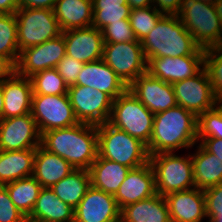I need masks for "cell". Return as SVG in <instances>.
<instances>
[{
	"instance_id": "7c38bea8",
	"label": "cell",
	"mask_w": 222,
	"mask_h": 222,
	"mask_svg": "<svg viewBox=\"0 0 222 222\" xmlns=\"http://www.w3.org/2000/svg\"><path fill=\"white\" fill-rule=\"evenodd\" d=\"M177 105L196 117L214 108L220 100L211 89V82L204 67L193 77L172 84Z\"/></svg>"
},
{
	"instance_id": "4fadbf2b",
	"label": "cell",
	"mask_w": 222,
	"mask_h": 222,
	"mask_svg": "<svg viewBox=\"0 0 222 222\" xmlns=\"http://www.w3.org/2000/svg\"><path fill=\"white\" fill-rule=\"evenodd\" d=\"M65 55V40L63 34H61L40 45L22 50L16 64V73L29 78L37 72L56 68Z\"/></svg>"
},
{
	"instance_id": "484cf974",
	"label": "cell",
	"mask_w": 222,
	"mask_h": 222,
	"mask_svg": "<svg viewBox=\"0 0 222 222\" xmlns=\"http://www.w3.org/2000/svg\"><path fill=\"white\" fill-rule=\"evenodd\" d=\"M53 11L62 32L92 26V0H57Z\"/></svg>"
},
{
	"instance_id": "bcb514c9",
	"label": "cell",
	"mask_w": 222,
	"mask_h": 222,
	"mask_svg": "<svg viewBox=\"0 0 222 222\" xmlns=\"http://www.w3.org/2000/svg\"><path fill=\"white\" fill-rule=\"evenodd\" d=\"M19 8L18 0H0V14H15Z\"/></svg>"
},
{
	"instance_id": "f907efd6",
	"label": "cell",
	"mask_w": 222,
	"mask_h": 222,
	"mask_svg": "<svg viewBox=\"0 0 222 222\" xmlns=\"http://www.w3.org/2000/svg\"><path fill=\"white\" fill-rule=\"evenodd\" d=\"M215 9H216V12L218 14V16L220 17V21L222 23V0H218L215 4Z\"/></svg>"
},
{
	"instance_id": "681fc988",
	"label": "cell",
	"mask_w": 222,
	"mask_h": 222,
	"mask_svg": "<svg viewBox=\"0 0 222 222\" xmlns=\"http://www.w3.org/2000/svg\"><path fill=\"white\" fill-rule=\"evenodd\" d=\"M4 98L2 91V82H0V121L3 119Z\"/></svg>"
},
{
	"instance_id": "3957f363",
	"label": "cell",
	"mask_w": 222,
	"mask_h": 222,
	"mask_svg": "<svg viewBox=\"0 0 222 222\" xmlns=\"http://www.w3.org/2000/svg\"><path fill=\"white\" fill-rule=\"evenodd\" d=\"M145 58L204 56L178 15H164L141 41Z\"/></svg>"
},
{
	"instance_id": "4dcf8cb0",
	"label": "cell",
	"mask_w": 222,
	"mask_h": 222,
	"mask_svg": "<svg viewBox=\"0 0 222 222\" xmlns=\"http://www.w3.org/2000/svg\"><path fill=\"white\" fill-rule=\"evenodd\" d=\"M19 212L28 218L33 211L42 186L33 176L4 185Z\"/></svg>"
},
{
	"instance_id": "4316f807",
	"label": "cell",
	"mask_w": 222,
	"mask_h": 222,
	"mask_svg": "<svg viewBox=\"0 0 222 222\" xmlns=\"http://www.w3.org/2000/svg\"><path fill=\"white\" fill-rule=\"evenodd\" d=\"M131 168L97 155L88 169L91 186L115 195Z\"/></svg>"
},
{
	"instance_id": "83f0119b",
	"label": "cell",
	"mask_w": 222,
	"mask_h": 222,
	"mask_svg": "<svg viewBox=\"0 0 222 222\" xmlns=\"http://www.w3.org/2000/svg\"><path fill=\"white\" fill-rule=\"evenodd\" d=\"M36 149L0 150V185L33 175Z\"/></svg>"
},
{
	"instance_id": "f546056e",
	"label": "cell",
	"mask_w": 222,
	"mask_h": 222,
	"mask_svg": "<svg viewBox=\"0 0 222 222\" xmlns=\"http://www.w3.org/2000/svg\"><path fill=\"white\" fill-rule=\"evenodd\" d=\"M90 186L89 171L75 169L69 175L55 183L50 189L61 201L75 209Z\"/></svg>"
},
{
	"instance_id": "8fae6325",
	"label": "cell",
	"mask_w": 222,
	"mask_h": 222,
	"mask_svg": "<svg viewBox=\"0 0 222 222\" xmlns=\"http://www.w3.org/2000/svg\"><path fill=\"white\" fill-rule=\"evenodd\" d=\"M67 95L79 123L97 126L108 122L113 105L108 94L88 86L72 85Z\"/></svg>"
},
{
	"instance_id": "f6af8a7d",
	"label": "cell",
	"mask_w": 222,
	"mask_h": 222,
	"mask_svg": "<svg viewBox=\"0 0 222 222\" xmlns=\"http://www.w3.org/2000/svg\"><path fill=\"white\" fill-rule=\"evenodd\" d=\"M16 72V66L5 56L0 54V82L11 77Z\"/></svg>"
},
{
	"instance_id": "f5cc1de1",
	"label": "cell",
	"mask_w": 222,
	"mask_h": 222,
	"mask_svg": "<svg viewBox=\"0 0 222 222\" xmlns=\"http://www.w3.org/2000/svg\"><path fill=\"white\" fill-rule=\"evenodd\" d=\"M195 1L208 2V3L215 4L218 0H195Z\"/></svg>"
},
{
	"instance_id": "7dc6e473",
	"label": "cell",
	"mask_w": 222,
	"mask_h": 222,
	"mask_svg": "<svg viewBox=\"0 0 222 222\" xmlns=\"http://www.w3.org/2000/svg\"><path fill=\"white\" fill-rule=\"evenodd\" d=\"M93 9H102V6H121L128 4L127 0H92Z\"/></svg>"
},
{
	"instance_id": "ba28073f",
	"label": "cell",
	"mask_w": 222,
	"mask_h": 222,
	"mask_svg": "<svg viewBox=\"0 0 222 222\" xmlns=\"http://www.w3.org/2000/svg\"><path fill=\"white\" fill-rule=\"evenodd\" d=\"M15 16L19 52L62 34L53 10L20 7Z\"/></svg>"
},
{
	"instance_id": "9c48e42d",
	"label": "cell",
	"mask_w": 222,
	"mask_h": 222,
	"mask_svg": "<svg viewBox=\"0 0 222 222\" xmlns=\"http://www.w3.org/2000/svg\"><path fill=\"white\" fill-rule=\"evenodd\" d=\"M31 115L41 135L49 130L79 123L67 94L32 95Z\"/></svg>"
},
{
	"instance_id": "ffe728a7",
	"label": "cell",
	"mask_w": 222,
	"mask_h": 222,
	"mask_svg": "<svg viewBox=\"0 0 222 222\" xmlns=\"http://www.w3.org/2000/svg\"><path fill=\"white\" fill-rule=\"evenodd\" d=\"M76 85L88 86L108 94L113 100L123 94L128 86L103 59L84 63Z\"/></svg>"
},
{
	"instance_id": "ab89813d",
	"label": "cell",
	"mask_w": 222,
	"mask_h": 222,
	"mask_svg": "<svg viewBox=\"0 0 222 222\" xmlns=\"http://www.w3.org/2000/svg\"><path fill=\"white\" fill-rule=\"evenodd\" d=\"M83 65L84 63L73 59L71 56L65 55L58 63L56 69L64 79L65 84L70 87L76 85L78 75L82 70Z\"/></svg>"
},
{
	"instance_id": "7bdbcfd3",
	"label": "cell",
	"mask_w": 222,
	"mask_h": 222,
	"mask_svg": "<svg viewBox=\"0 0 222 222\" xmlns=\"http://www.w3.org/2000/svg\"><path fill=\"white\" fill-rule=\"evenodd\" d=\"M200 145L211 154H214L216 158L222 162V139L219 138H204Z\"/></svg>"
},
{
	"instance_id": "5b68a950",
	"label": "cell",
	"mask_w": 222,
	"mask_h": 222,
	"mask_svg": "<svg viewBox=\"0 0 222 222\" xmlns=\"http://www.w3.org/2000/svg\"><path fill=\"white\" fill-rule=\"evenodd\" d=\"M178 16L201 49L222 44V23L214 4L185 0Z\"/></svg>"
},
{
	"instance_id": "e575fe53",
	"label": "cell",
	"mask_w": 222,
	"mask_h": 222,
	"mask_svg": "<svg viewBox=\"0 0 222 222\" xmlns=\"http://www.w3.org/2000/svg\"><path fill=\"white\" fill-rule=\"evenodd\" d=\"M222 139V102L197 117V140Z\"/></svg>"
},
{
	"instance_id": "2e32d148",
	"label": "cell",
	"mask_w": 222,
	"mask_h": 222,
	"mask_svg": "<svg viewBox=\"0 0 222 222\" xmlns=\"http://www.w3.org/2000/svg\"><path fill=\"white\" fill-rule=\"evenodd\" d=\"M74 210V222H120V209L114 195L93 186Z\"/></svg>"
},
{
	"instance_id": "44dd1931",
	"label": "cell",
	"mask_w": 222,
	"mask_h": 222,
	"mask_svg": "<svg viewBox=\"0 0 222 222\" xmlns=\"http://www.w3.org/2000/svg\"><path fill=\"white\" fill-rule=\"evenodd\" d=\"M171 222H201L206 216L204 190L192 188L165 196Z\"/></svg>"
},
{
	"instance_id": "8992f818",
	"label": "cell",
	"mask_w": 222,
	"mask_h": 222,
	"mask_svg": "<svg viewBox=\"0 0 222 222\" xmlns=\"http://www.w3.org/2000/svg\"><path fill=\"white\" fill-rule=\"evenodd\" d=\"M149 162L155 175L156 193L166 196L173 192L195 188L191 155L174 153L150 155Z\"/></svg>"
},
{
	"instance_id": "d590c367",
	"label": "cell",
	"mask_w": 222,
	"mask_h": 222,
	"mask_svg": "<svg viewBox=\"0 0 222 222\" xmlns=\"http://www.w3.org/2000/svg\"><path fill=\"white\" fill-rule=\"evenodd\" d=\"M204 68L214 95L222 102V44L205 50Z\"/></svg>"
},
{
	"instance_id": "1f68e13d",
	"label": "cell",
	"mask_w": 222,
	"mask_h": 222,
	"mask_svg": "<svg viewBox=\"0 0 222 222\" xmlns=\"http://www.w3.org/2000/svg\"><path fill=\"white\" fill-rule=\"evenodd\" d=\"M0 54L7 57L16 66L20 52L15 14H0Z\"/></svg>"
},
{
	"instance_id": "ee69618b",
	"label": "cell",
	"mask_w": 222,
	"mask_h": 222,
	"mask_svg": "<svg viewBox=\"0 0 222 222\" xmlns=\"http://www.w3.org/2000/svg\"><path fill=\"white\" fill-rule=\"evenodd\" d=\"M57 0H18L23 8H43L53 10Z\"/></svg>"
},
{
	"instance_id": "7402d4cb",
	"label": "cell",
	"mask_w": 222,
	"mask_h": 222,
	"mask_svg": "<svg viewBox=\"0 0 222 222\" xmlns=\"http://www.w3.org/2000/svg\"><path fill=\"white\" fill-rule=\"evenodd\" d=\"M2 91L3 119L31 113L33 90L30 78L22 77L15 72L2 81Z\"/></svg>"
},
{
	"instance_id": "603a6c76",
	"label": "cell",
	"mask_w": 222,
	"mask_h": 222,
	"mask_svg": "<svg viewBox=\"0 0 222 222\" xmlns=\"http://www.w3.org/2000/svg\"><path fill=\"white\" fill-rule=\"evenodd\" d=\"M75 168L57 154L48 152L41 145L36 148L33 177L42 188H51Z\"/></svg>"
},
{
	"instance_id": "cb8c5ba5",
	"label": "cell",
	"mask_w": 222,
	"mask_h": 222,
	"mask_svg": "<svg viewBox=\"0 0 222 222\" xmlns=\"http://www.w3.org/2000/svg\"><path fill=\"white\" fill-rule=\"evenodd\" d=\"M120 222H171L165 197L155 194L121 208Z\"/></svg>"
},
{
	"instance_id": "52a82bcc",
	"label": "cell",
	"mask_w": 222,
	"mask_h": 222,
	"mask_svg": "<svg viewBox=\"0 0 222 222\" xmlns=\"http://www.w3.org/2000/svg\"><path fill=\"white\" fill-rule=\"evenodd\" d=\"M154 114L131 92L126 90L113 100L108 123L127 134L149 144L153 130Z\"/></svg>"
},
{
	"instance_id": "9a60e30c",
	"label": "cell",
	"mask_w": 222,
	"mask_h": 222,
	"mask_svg": "<svg viewBox=\"0 0 222 222\" xmlns=\"http://www.w3.org/2000/svg\"><path fill=\"white\" fill-rule=\"evenodd\" d=\"M128 90L153 114L177 105L172 84L152 77L148 72L138 76Z\"/></svg>"
},
{
	"instance_id": "8d00e7d4",
	"label": "cell",
	"mask_w": 222,
	"mask_h": 222,
	"mask_svg": "<svg viewBox=\"0 0 222 222\" xmlns=\"http://www.w3.org/2000/svg\"><path fill=\"white\" fill-rule=\"evenodd\" d=\"M131 8L129 4L121 6H102V9H93L92 26L102 30L105 26L121 20H129Z\"/></svg>"
},
{
	"instance_id": "5bb4252c",
	"label": "cell",
	"mask_w": 222,
	"mask_h": 222,
	"mask_svg": "<svg viewBox=\"0 0 222 222\" xmlns=\"http://www.w3.org/2000/svg\"><path fill=\"white\" fill-rule=\"evenodd\" d=\"M41 145V134L31 113L0 121V150L36 149Z\"/></svg>"
},
{
	"instance_id": "6da1fadb",
	"label": "cell",
	"mask_w": 222,
	"mask_h": 222,
	"mask_svg": "<svg viewBox=\"0 0 222 222\" xmlns=\"http://www.w3.org/2000/svg\"><path fill=\"white\" fill-rule=\"evenodd\" d=\"M41 146L68 161L75 169L88 170L98 155L97 126L78 123L49 130L41 135Z\"/></svg>"
},
{
	"instance_id": "30bf717a",
	"label": "cell",
	"mask_w": 222,
	"mask_h": 222,
	"mask_svg": "<svg viewBox=\"0 0 222 222\" xmlns=\"http://www.w3.org/2000/svg\"><path fill=\"white\" fill-rule=\"evenodd\" d=\"M102 59L127 86L147 72L141 42L104 43Z\"/></svg>"
},
{
	"instance_id": "836d02e7",
	"label": "cell",
	"mask_w": 222,
	"mask_h": 222,
	"mask_svg": "<svg viewBox=\"0 0 222 222\" xmlns=\"http://www.w3.org/2000/svg\"><path fill=\"white\" fill-rule=\"evenodd\" d=\"M163 16L154 6L131 9L129 21L136 39L140 42L145 39Z\"/></svg>"
},
{
	"instance_id": "277c9868",
	"label": "cell",
	"mask_w": 222,
	"mask_h": 222,
	"mask_svg": "<svg viewBox=\"0 0 222 222\" xmlns=\"http://www.w3.org/2000/svg\"><path fill=\"white\" fill-rule=\"evenodd\" d=\"M98 155L129 168L149 162L147 145L108 122L97 125Z\"/></svg>"
},
{
	"instance_id": "d6a6232c",
	"label": "cell",
	"mask_w": 222,
	"mask_h": 222,
	"mask_svg": "<svg viewBox=\"0 0 222 222\" xmlns=\"http://www.w3.org/2000/svg\"><path fill=\"white\" fill-rule=\"evenodd\" d=\"M30 78L33 95L67 94L68 86L56 68L46 69L33 74Z\"/></svg>"
},
{
	"instance_id": "d4e9b609",
	"label": "cell",
	"mask_w": 222,
	"mask_h": 222,
	"mask_svg": "<svg viewBox=\"0 0 222 222\" xmlns=\"http://www.w3.org/2000/svg\"><path fill=\"white\" fill-rule=\"evenodd\" d=\"M75 210L61 201L50 188H42L27 221L74 222Z\"/></svg>"
},
{
	"instance_id": "f35d334b",
	"label": "cell",
	"mask_w": 222,
	"mask_h": 222,
	"mask_svg": "<svg viewBox=\"0 0 222 222\" xmlns=\"http://www.w3.org/2000/svg\"><path fill=\"white\" fill-rule=\"evenodd\" d=\"M27 218L22 215L11 201L7 188L0 185V222H26Z\"/></svg>"
},
{
	"instance_id": "d6986e66",
	"label": "cell",
	"mask_w": 222,
	"mask_h": 222,
	"mask_svg": "<svg viewBox=\"0 0 222 222\" xmlns=\"http://www.w3.org/2000/svg\"><path fill=\"white\" fill-rule=\"evenodd\" d=\"M156 193L155 175L150 162L130 169L127 177L114 195L119 209L154 196Z\"/></svg>"
},
{
	"instance_id": "b9f144b4",
	"label": "cell",
	"mask_w": 222,
	"mask_h": 222,
	"mask_svg": "<svg viewBox=\"0 0 222 222\" xmlns=\"http://www.w3.org/2000/svg\"><path fill=\"white\" fill-rule=\"evenodd\" d=\"M184 1L185 0H153V6L163 15H179Z\"/></svg>"
},
{
	"instance_id": "f1b7e54d",
	"label": "cell",
	"mask_w": 222,
	"mask_h": 222,
	"mask_svg": "<svg viewBox=\"0 0 222 222\" xmlns=\"http://www.w3.org/2000/svg\"><path fill=\"white\" fill-rule=\"evenodd\" d=\"M196 147V153L191 155L195 188L204 190L222 183V162L200 144Z\"/></svg>"
},
{
	"instance_id": "e0dca14e",
	"label": "cell",
	"mask_w": 222,
	"mask_h": 222,
	"mask_svg": "<svg viewBox=\"0 0 222 222\" xmlns=\"http://www.w3.org/2000/svg\"><path fill=\"white\" fill-rule=\"evenodd\" d=\"M66 55L82 63L94 62L103 58L104 39L102 31L89 26L69 29L62 32Z\"/></svg>"
},
{
	"instance_id": "816d5d0a",
	"label": "cell",
	"mask_w": 222,
	"mask_h": 222,
	"mask_svg": "<svg viewBox=\"0 0 222 222\" xmlns=\"http://www.w3.org/2000/svg\"><path fill=\"white\" fill-rule=\"evenodd\" d=\"M208 222H222V215H217Z\"/></svg>"
},
{
	"instance_id": "60d3db41",
	"label": "cell",
	"mask_w": 222,
	"mask_h": 222,
	"mask_svg": "<svg viewBox=\"0 0 222 222\" xmlns=\"http://www.w3.org/2000/svg\"><path fill=\"white\" fill-rule=\"evenodd\" d=\"M206 216L209 221L222 215V183L204 189Z\"/></svg>"
},
{
	"instance_id": "7a4b0ae2",
	"label": "cell",
	"mask_w": 222,
	"mask_h": 222,
	"mask_svg": "<svg viewBox=\"0 0 222 222\" xmlns=\"http://www.w3.org/2000/svg\"><path fill=\"white\" fill-rule=\"evenodd\" d=\"M197 140V117L176 105L154 114L152 135L147 145L149 155L173 153L179 148H191Z\"/></svg>"
},
{
	"instance_id": "c3c4849f",
	"label": "cell",
	"mask_w": 222,
	"mask_h": 222,
	"mask_svg": "<svg viewBox=\"0 0 222 222\" xmlns=\"http://www.w3.org/2000/svg\"><path fill=\"white\" fill-rule=\"evenodd\" d=\"M131 9L146 8L153 6V0H127Z\"/></svg>"
},
{
	"instance_id": "ac0fdd59",
	"label": "cell",
	"mask_w": 222,
	"mask_h": 222,
	"mask_svg": "<svg viewBox=\"0 0 222 222\" xmlns=\"http://www.w3.org/2000/svg\"><path fill=\"white\" fill-rule=\"evenodd\" d=\"M201 67H204V56H166L147 60V72L170 84L193 77Z\"/></svg>"
},
{
	"instance_id": "74e56055",
	"label": "cell",
	"mask_w": 222,
	"mask_h": 222,
	"mask_svg": "<svg viewBox=\"0 0 222 222\" xmlns=\"http://www.w3.org/2000/svg\"><path fill=\"white\" fill-rule=\"evenodd\" d=\"M101 31L104 43L140 42L136 39L129 20L109 24Z\"/></svg>"
}]
</instances>
